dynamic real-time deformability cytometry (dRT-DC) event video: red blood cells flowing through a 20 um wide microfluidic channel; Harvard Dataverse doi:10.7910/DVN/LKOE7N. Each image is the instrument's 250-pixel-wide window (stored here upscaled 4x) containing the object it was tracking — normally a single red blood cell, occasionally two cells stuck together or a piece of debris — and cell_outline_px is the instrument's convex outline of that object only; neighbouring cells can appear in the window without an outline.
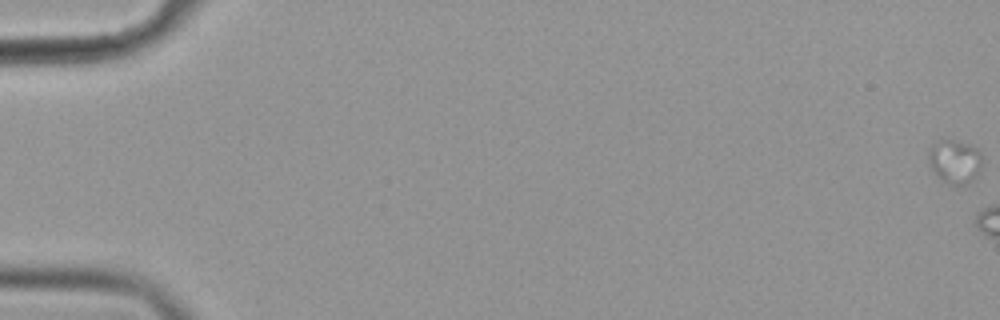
{"species": "common noctule bat (a hibernating species)", "species_latin": "Nyctalus noctula", "temperature_condition": "cold", "stored_images_in_passage": 7, "camera_frame_rate_fps": 3000, "um_per_image_px": 0.085, "animal": {"sex": "female", "body_mass_g": 19.9}, "frame": {"image": 1, "passage_image": 1, "time_ms": 0.0, "image_size_px": [1000, 320], "cell_outline_px": [[980, 164], [968, 184], [948, 184], [940, 180], [932, 168], [928, 156], [928, 152], [932, 144], [940, 140], [956, 140], [968, 144], [976, 148], [980, 152]], "centroid_in_image_um": [81.1, 13.7], "position_along_channel_um": 3.9, "area_um2": 13.18}}